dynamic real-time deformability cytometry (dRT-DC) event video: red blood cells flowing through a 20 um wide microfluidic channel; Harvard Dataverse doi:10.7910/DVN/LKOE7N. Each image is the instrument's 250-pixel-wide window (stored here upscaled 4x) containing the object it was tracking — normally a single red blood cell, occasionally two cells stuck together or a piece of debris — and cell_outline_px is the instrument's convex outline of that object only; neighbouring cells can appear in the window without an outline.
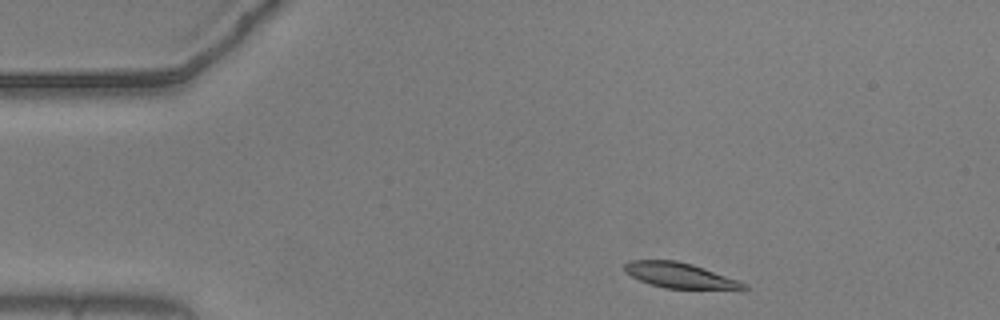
{"species": "common noctule bat (a hibernating species)", "species_latin": "Nyctalus noctula", "temperature_condition": "warm", "stored_images_in_passage": 47, "camera_frame_rate_fps": 3000, "um_per_image_px": 0.085, "animal": {"sex": "male", "body_mass_g": 20.5, "forearm_length_mm": 52.5}, "frame": {"image": 1, "passage_image": 1, "time_ms": 0.0, "image_size_px": [1000, 320], "cell_outline_px": [[748, 288], [740, 292], [664, 288], [640, 280], [624, 272], [624, 264], [628, 260], [676, 260], [692, 264], [704, 268], [748, 284]], "centroid_in_image_um": [57.92, 23.46], "position_along_channel_um": 27.1, "area_um2": 18.32}}
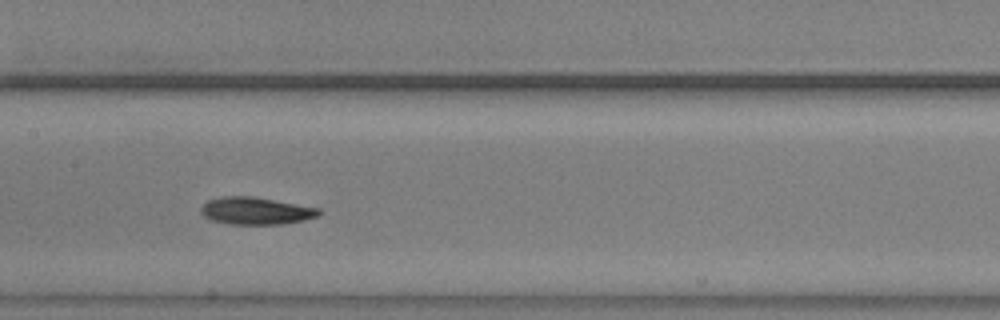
{"frame": {"image": 2, "passage_image": 19, "time_ms": 6.0, "image_size_px": [1000, 320], "cell_outline_px": [[320, 212], [316, 216], [304, 220], [284, 224], [232, 224], [212, 220], [204, 216], [200, 212], [200, 208], [208, 200], [220, 196], [252, 196], [320, 208]], "centroid_in_image_um": [21.72, 17.91], "position_along_channel_um": 185.7, "area_um2": 18.67}}
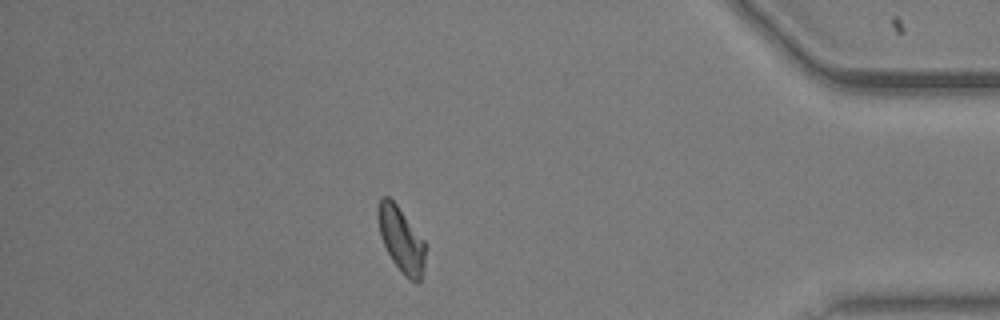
{"frame": {"image": 3, "passage_image": 40, "time_ms": 13.0, "image_size_px": [1000, 320], "cell_outline_px": [[424, 268], [420, 280], [416, 284], [408, 280], [404, 276], [392, 260], [380, 236], [376, 216], [376, 208], [380, 196], [388, 196], [396, 204], [424, 240]], "centroid_in_image_um": [34.06, 20.35], "position_along_channel_um": 401.1, "area_um2": 18.03}, "authors_computed_cell_mechanics": {"area_um2": 18.2648, "velocity_mm_per_s": 3.6611, "shape_relaxation_time_tau1_ms": 3.0169, "shape_relaxation_time_tau2_ms": null, "deformation_change_tau1": 0.1148, "deformation_change_tau2": null}}